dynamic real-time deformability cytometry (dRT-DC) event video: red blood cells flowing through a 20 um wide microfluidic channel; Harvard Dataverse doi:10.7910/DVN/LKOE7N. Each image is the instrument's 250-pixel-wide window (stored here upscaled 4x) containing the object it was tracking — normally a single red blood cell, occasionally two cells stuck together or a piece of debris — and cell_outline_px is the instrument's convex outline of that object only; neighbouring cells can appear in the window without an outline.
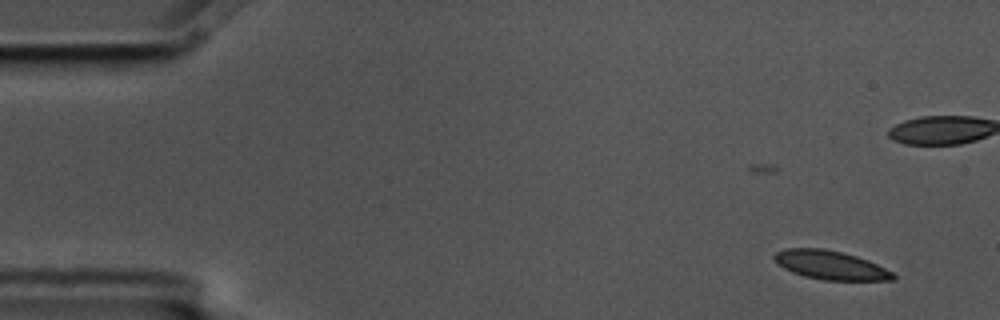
{"species": "common noctule bat (a hibernating species)", "species_latin": "Nyctalus noctula", "temperature_condition": "cold", "stored_images_in_passage": 11, "camera_frame_rate_fps": 3000, "um_per_image_px": 0.085, "animal": {"sex": "male", "body_mass_g": 17.5, "forearm_length_mm": 52.3}, "frame": {"image": 1, "passage_image": 1, "time_ms": 0.0, "image_size_px": [1000, 320], "cell_outline_px": [[896, 280], [824, 280], [804, 276], [792, 272], [784, 268], [772, 256], [776, 252], [788, 248], [824, 248], [856, 256], [868, 260], [892, 272], [896, 276]], "centroid_in_image_um": [70.6, 22.53], "position_along_channel_um": 14.4, "area_um2": 19.71}}
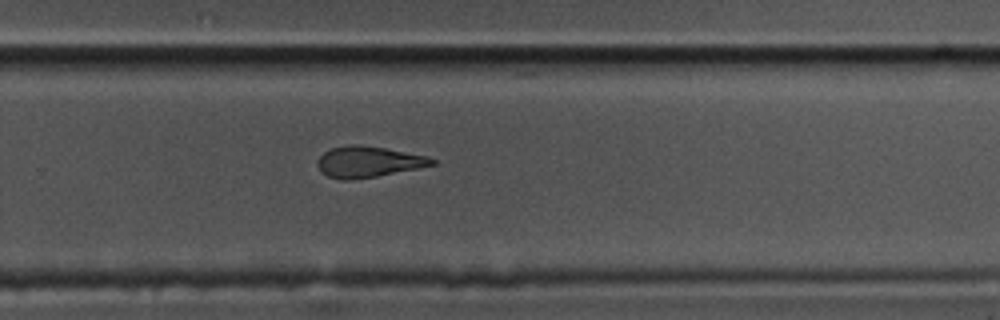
{"frame": {"image": 2, "passage_image": 11, "time_ms": 3.333, "image_size_px": [1000, 320], "cell_outline_px": [[436, 164], [376, 176], [352, 180], [340, 180], [328, 176], [320, 172], [316, 164], [316, 160], [324, 152], [332, 148], [348, 144], [360, 144], [384, 148], [428, 156], [436, 160]], "centroid_in_image_um": [31.25, 13.75], "position_along_channel_um": 298.6, "area_um2": 20.69}}